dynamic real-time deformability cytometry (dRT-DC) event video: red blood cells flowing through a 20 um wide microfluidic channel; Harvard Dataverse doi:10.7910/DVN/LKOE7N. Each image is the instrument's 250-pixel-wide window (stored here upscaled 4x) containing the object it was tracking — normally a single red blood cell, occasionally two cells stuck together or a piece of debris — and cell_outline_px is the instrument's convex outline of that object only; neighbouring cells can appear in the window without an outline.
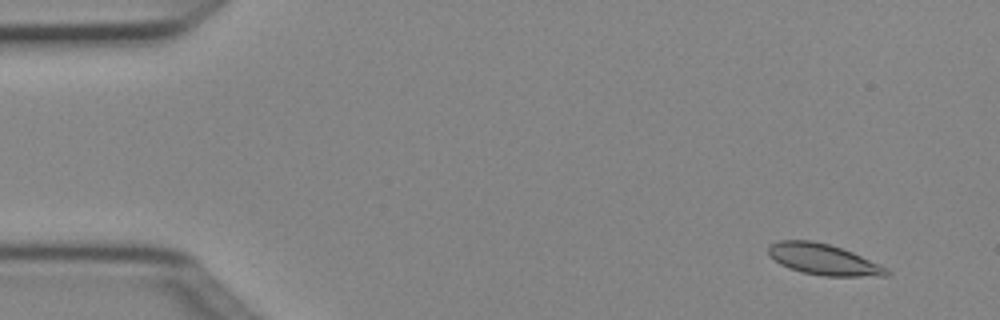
{"species": "Egyptian fruit bat (a non-hibernating species)", "species_latin": "Rousettus aegyptiacus", "temperature_condition": "cold", "stored_images_in_passage": 6, "segment_of_instrument_passage": [1, 2], "camera_frame_rate_fps": 3000, "um_per_image_px": 0.085, "animal": {"sex": "female"}, "frame": {"image": 1, "passage_image": 2, "time_ms": 0.333, "image_size_px": [1000, 320], "cell_outline_px": [[892, 272], [888, 276], [824, 276], [800, 272], [788, 268], [780, 264], [768, 252], [768, 248], [776, 240], [812, 240], [828, 244], [852, 252], [888, 268]], "centroid_in_image_um": [70.01, 22.06], "position_along_channel_um": 15.0, "area_um2": 21.27}}